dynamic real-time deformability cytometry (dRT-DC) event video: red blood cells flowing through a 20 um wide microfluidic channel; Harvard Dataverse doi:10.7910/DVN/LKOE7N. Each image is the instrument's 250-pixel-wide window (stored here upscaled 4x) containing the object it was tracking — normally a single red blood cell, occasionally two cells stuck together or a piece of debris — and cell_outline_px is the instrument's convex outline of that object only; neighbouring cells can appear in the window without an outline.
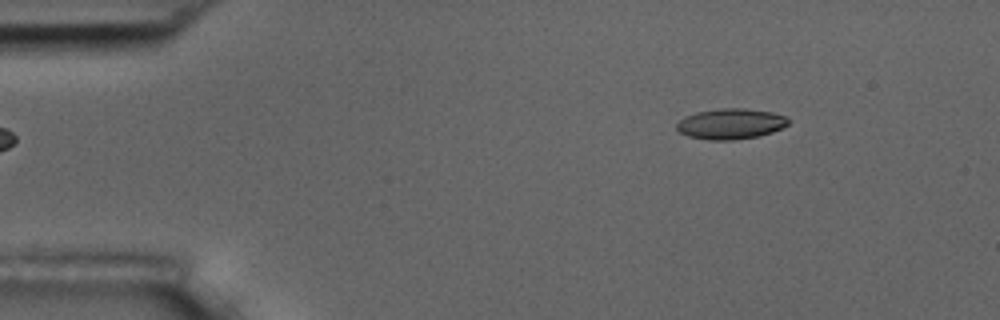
{"species": "common noctule bat (a hibernating species)", "species_latin": "Nyctalus noctula", "temperature_condition": "room temperature", "stored_images_in_passage": 2, "camera_frame_rate_fps": 3000, "um_per_image_px": 0.085, "animal": {"sex": "male", "body_mass_g": 17.5, "forearm_length_mm": 52.3}, "frame": {"image": 1, "passage_image": 2, "time_ms": 1.0, "image_size_px": [1000, 320], "cell_outline_px": [[788, 124], [772, 132], [756, 136], [732, 140], [708, 140], [688, 136], [680, 132], [676, 128], [676, 124], [684, 116], [696, 112], [720, 108], [744, 108], [772, 112], [788, 116]], "centroid_in_image_um": [62.09, 10.51], "position_along_channel_um": 22.9, "area_um2": 19.88}}